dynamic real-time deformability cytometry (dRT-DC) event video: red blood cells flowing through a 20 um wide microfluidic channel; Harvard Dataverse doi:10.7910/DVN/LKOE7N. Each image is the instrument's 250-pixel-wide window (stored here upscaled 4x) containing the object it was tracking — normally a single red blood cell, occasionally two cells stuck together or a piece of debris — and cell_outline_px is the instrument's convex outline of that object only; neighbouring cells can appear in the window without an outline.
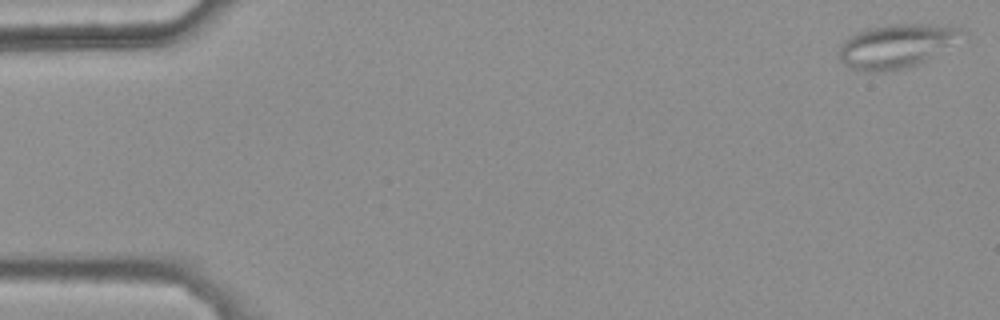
{"species": "common noctule bat (a hibernating species)", "species_latin": "Nyctalus noctula", "temperature_condition": "warm", "stored_images_in_passage": 49, "camera_frame_rate_fps": 3000, "um_per_image_px": 0.085, "animal": {"sex": "female", "body_mass_g": 25.1}, "frame": {"image": 1, "passage_image": 1, "time_ms": 0.0, "image_size_px": [1000, 320], "cell_outline_px": [[968, 36], [924, 60], [916, 64], [904, 68], [884, 72], [868, 72], [848, 68], [840, 60], [840, 44], [848, 36], [856, 32], [868, 28], [892, 24], [960, 24], [968, 32]], "centroid_in_image_um": [76.27, 3.87], "position_along_channel_um": 8.7, "area_um2": 32.02}}
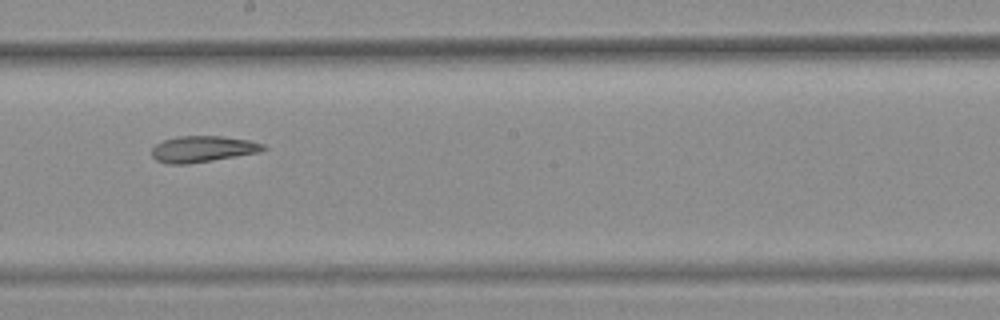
{"frame": {"image": 2, "passage_image": 30, "time_ms": 9.667, "image_size_px": [1000, 320], "cell_outline_px": [[268, 148], [260, 152], [188, 164], [168, 164], [156, 160], [152, 156], [152, 148], [156, 144], [164, 140], [176, 136], [220, 136], [252, 140], [264, 144]], "centroid_in_image_um": [17.25, 12.66], "position_along_channel_um": 231.0, "area_um2": 17.11}}
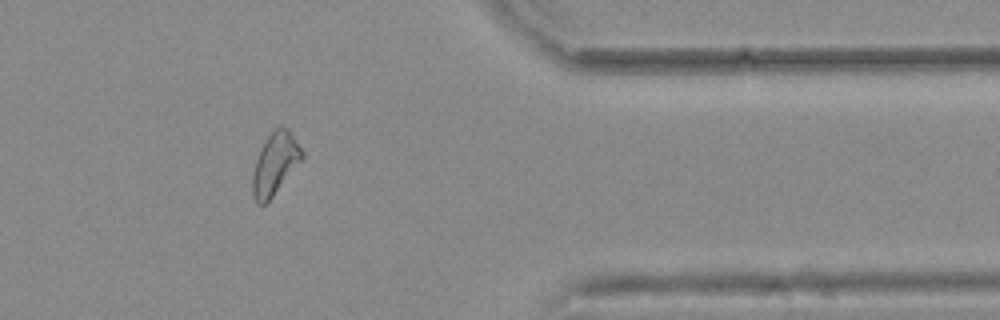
{"frame": {"image": 3, "passage_image": 44, "time_ms": 14.333, "image_size_px": [1000, 320], "cell_outline_px": [[304, 156], [272, 196], [264, 204], [256, 204], [252, 196], [252, 176], [256, 160], [268, 136], [280, 124], [288, 128], [292, 132], [304, 152]], "centroid_in_image_um": [23.38, 13.89], "position_along_channel_um": 388.0, "area_um2": 17.51}, "authors_computed_cell_mechanics": {"area_um2": 18.4382, "velocity_mm_per_s": 3.7615, "shape_relaxation_time_tau1_ms": null, "shape_relaxation_time_tau2_ms": 6.5534, "deformation_change_tau1": null, "deformation_change_tau2": 0.1578}}